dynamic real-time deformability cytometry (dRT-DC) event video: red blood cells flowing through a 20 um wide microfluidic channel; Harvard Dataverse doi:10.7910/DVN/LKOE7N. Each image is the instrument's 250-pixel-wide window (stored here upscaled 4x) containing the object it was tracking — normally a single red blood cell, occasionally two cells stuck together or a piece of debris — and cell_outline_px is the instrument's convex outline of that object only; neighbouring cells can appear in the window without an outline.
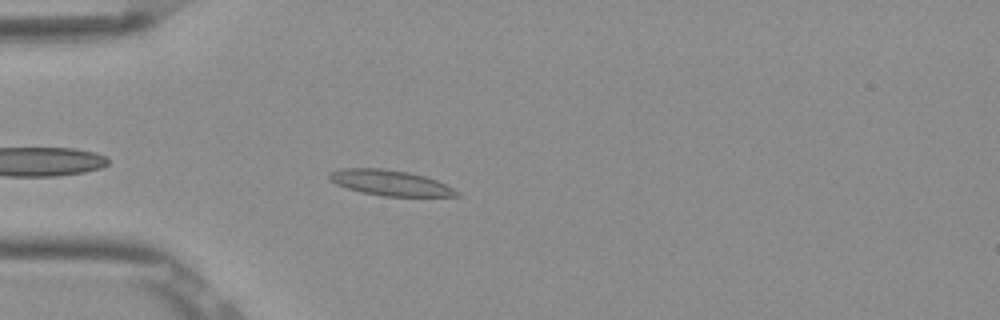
{"species": "Egyptian fruit bat (a non-hibernating species)", "species_latin": "Rousettus aegyptiacus", "temperature_condition": "room temperature", "stored_images_in_passage": 30, "camera_frame_rate_fps": 3000, "um_per_image_px": 0.085, "frame": {"image": 1, "passage_image": 4, "time_ms": 1.0, "image_size_px": [1000, 320], "cell_outline_px": [[460, 196], [380, 196], [360, 192], [336, 184], [328, 176], [328, 172], [340, 168], [384, 168], [408, 172], [424, 176], [436, 180], [460, 192]], "centroid_in_image_um": [33.13, 15.53], "position_along_channel_um": 51.9, "area_um2": 18.9}}
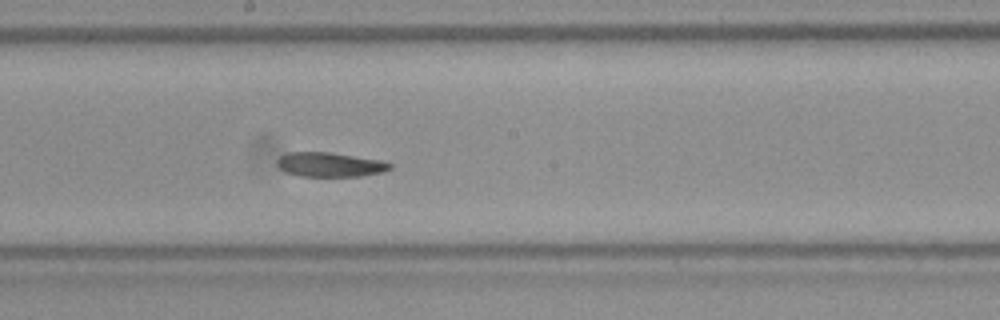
{"frame": {"image": 2, "passage_image": 18, "time_ms": 5.667, "image_size_px": [1000, 320], "cell_outline_px": [[392, 168], [384, 172], [360, 176], [300, 176], [284, 172], [276, 164], [276, 160], [280, 156], [288, 152], [328, 152], [380, 160], [392, 164]], "centroid_in_image_um": [28.02, 13.99], "position_along_channel_um": 220.2, "area_um2": 16.07}}
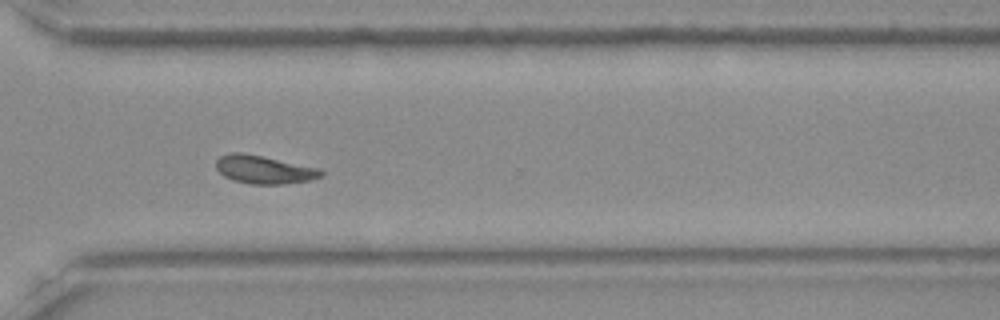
{"frame": {"image": 3, "passage_image": 28, "time_ms": 9.0, "image_size_px": [1000, 320], "cell_outline_px": [[324, 176], [308, 180], [284, 184], [252, 184], [232, 180], [224, 176], [216, 168], [216, 160], [220, 156], [232, 152], [240, 152], [264, 156], [320, 168], [324, 172]], "centroid_in_image_um": [22.45, 14.41], "position_along_channel_um": 348.1, "area_um2": 17.34}, "authors_computed_cell_mechanics": {"area_um2": 17.1088, "velocity_mm_per_s": 3.8499, "shape_relaxation_time_tau1_ms": null, "shape_relaxation_time_tau2_ms": 4.693, "deformation_change_tau1": null, "deformation_change_tau2": 0.1132}}